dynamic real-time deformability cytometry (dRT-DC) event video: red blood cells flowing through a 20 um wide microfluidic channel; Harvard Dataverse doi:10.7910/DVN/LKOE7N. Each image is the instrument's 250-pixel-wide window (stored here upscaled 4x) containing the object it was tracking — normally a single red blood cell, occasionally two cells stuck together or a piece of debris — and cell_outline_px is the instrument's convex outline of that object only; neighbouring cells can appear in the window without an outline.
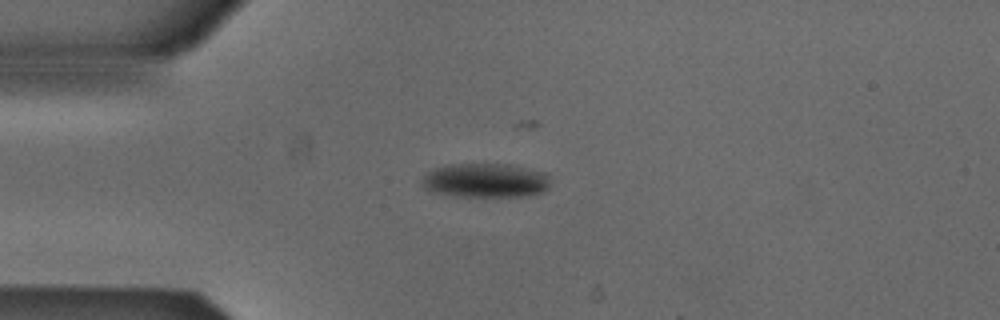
{"species": "Egyptian fruit bat (a non-hibernating species)", "species_latin": "Rousettus aegyptiacus", "temperature_condition": "cold", "stored_images_in_passage": 9, "camera_frame_rate_fps": 3000, "um_per_image_px": 0.085, "animal": {"sex": "male"}, "frame": {"image": 1, "passage_image": 1, "time_ms": 0.0, "image_size_px": [1000, 320], "cell_outline_px": [[548, 188], [540, 192], [528, 196], [456, 196], [436, 192], [424, 188], [424, 176], [428, 172], [436, 168], [452, 164], [508, 164], [544, 172], [548, 176]], "centroid_in_image_um": [41.29, 15.33], "position_along_channel_um": 43.7, "area_um2": 25.14}}
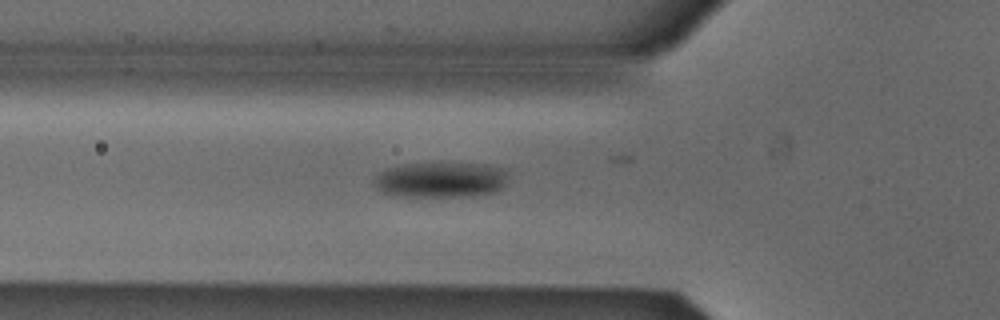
{"frame": {"image": 2, "passage_image": 6, "time_ms": 1.667, "image_size_px": [1000, 320], "cell_outline_px": [[508, 176], [504, 184], [500, 188], [492, 192], [472, 196], [392, 196], [380, 192], [372, 184], [372, 180], [380, 172], [388, 168], [404, 164], [488, 164], [504, 168], [508, 172]], "centroid_in_image_um": [37.43, 15.29], "position_along_channel_um": 88.4, "area_um2": 27.74}}